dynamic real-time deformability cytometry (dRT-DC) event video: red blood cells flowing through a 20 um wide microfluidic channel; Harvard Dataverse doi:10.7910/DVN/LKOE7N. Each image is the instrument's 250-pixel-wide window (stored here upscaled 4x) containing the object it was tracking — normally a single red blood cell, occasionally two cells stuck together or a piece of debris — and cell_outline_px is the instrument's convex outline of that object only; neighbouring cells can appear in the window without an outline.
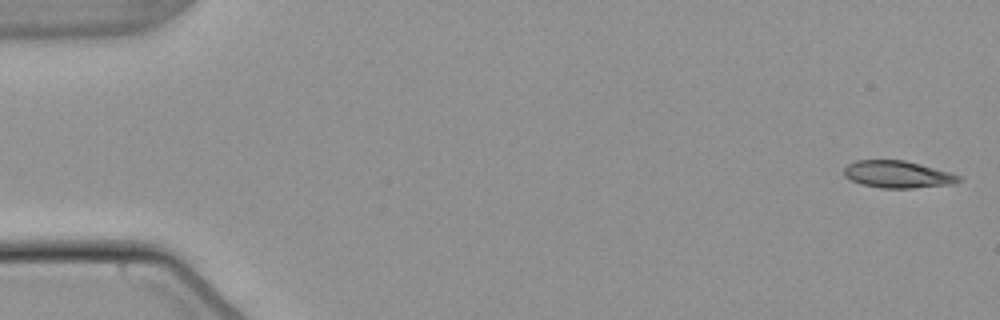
{"species": "common noctule bat (a hibernating species)", "species_latin": "Nyctalus noctula", "temperature_condition": "warm", "stored_images_in_passage": 53, "camera_frame_rate_fps": 3000, "um_per_image_px": 0.085, "animal": {"sex": "male", "body_mass_g": 21.5, "forearm_length_mm": 52.0}, "frame": {"image": 1, "passage_image": 1, "time_ms": 0.0, "image_size_px": [1000, 320], "cell_outline_px": [[964, 180], [952, 184], [912, 188], [880, 188], [860, 184], [844, 176], [844, 168], [848, 164], [856, 160], [904, 160], [952, 172], [960, 176]], "centroid_in_image_um": [76.32, 14.82], "position_along_channel_um": 8.7, "area_um2": 18.26}}
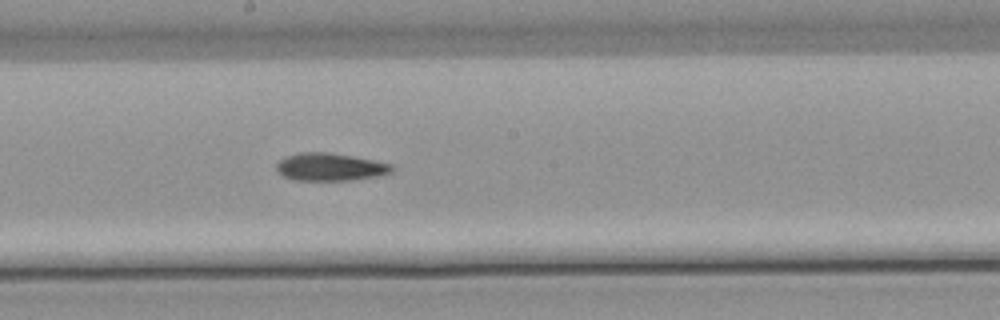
{"frame": {"image": 2, "passage_image": 29, "time_ms": 9.333, "image_size_px": [1000, 320], "cell_outline_px": [[396, 168], [392, 172], [376, 176], [348, 180], [292, 180], [284, 176], [276, 168], [276, 164], [284, 156], [300, 152], [328, 152], [352, 156], [392, 164]], "centroid_in_image_um": [28.05, 14.18], "position_along_channel_um": 220.2, "area_um2": 18.55}}
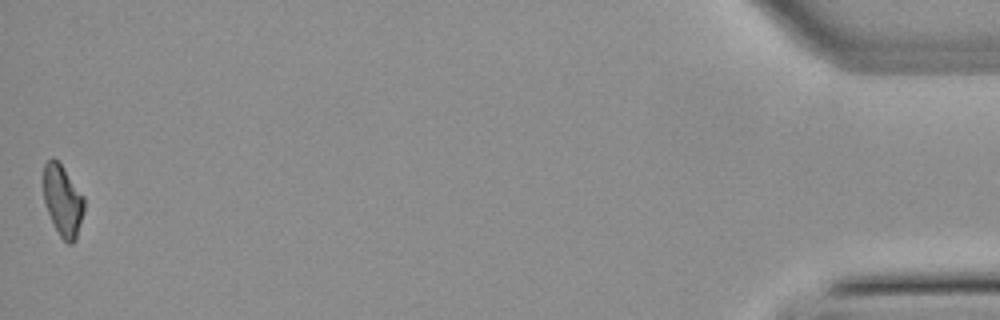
{"frame": {"image": 3, "passage_image": 53, "time_ms": 17.333, "image_size_px": [1000, 320], "cell_outline_px": [[84, 208], [76, 240], [72, 244], [68, 244], [60, 236], [48, 212], [44, 200], [44, 164], [52, 156], [64, 168], [84, 196]], "centroid_in_image_um": [5.34, 17.05], "position_along_channel_um": 429.9, "area_um2": 16.65}, "authors_computed_cell_mechanics": {"area_um2": 18.3226, "velocity_mm_per_s": 3.8309, "shape_relaxation_time_tau1_ms": 9.5895, "shape_relaxation_time_tau2_ms": 8.2983, "deformation_change_tau1": 0.2122, "deformation_change_tau2": 0.1937}}